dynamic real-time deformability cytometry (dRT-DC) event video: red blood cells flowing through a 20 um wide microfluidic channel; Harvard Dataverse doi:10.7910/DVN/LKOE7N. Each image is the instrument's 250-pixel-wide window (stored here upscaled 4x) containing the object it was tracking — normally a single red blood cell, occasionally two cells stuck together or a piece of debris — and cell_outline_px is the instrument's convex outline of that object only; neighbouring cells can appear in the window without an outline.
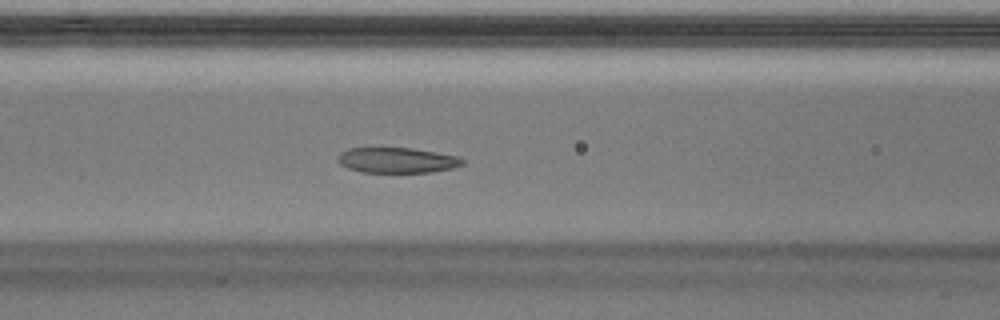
{"species": "Egyptian fruit bat (a non-hibernating species)", "species_latin": "Rousettus aegyptiacus", "temperature_condition": "warm", "stored_images_in_passage": 51, "camera_frame_rate_fps": 3000, "um_per_image_px": 0.085, "animal": {"sex": "male"}, "frame": {"image": 1, "passage_image": 22, "time_ms": 7.0, "image_size_px": [1000, 320], "cell_outline_px": [[464, 164], [452, 168], [432, 172], [360, 172], [348, 168], [340, 164], [336, 160], [336, 156], [340, 152], [348, 148], [412, 148], [436, 152], [456, 156], [464, 160]], "centroid_in_image_um": [33.7, 13.62], "position_along_channel_um": 132.9, "area_um2": 18.5}}
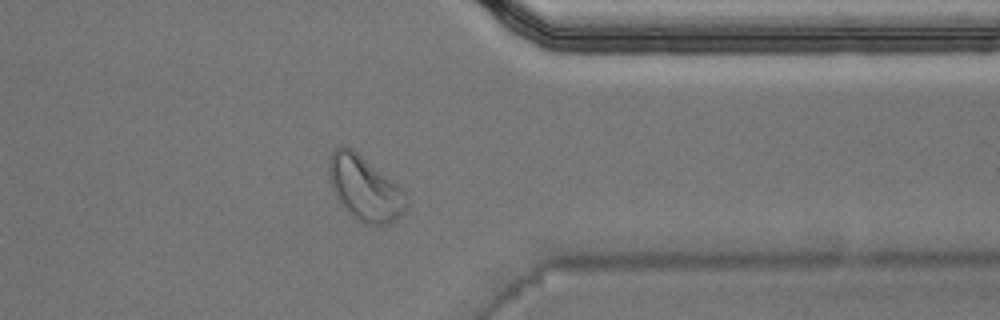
{"frame": {"image": 2, "passage_image": 41, "time_ms": 13.333, "image_size_px": [1000, 320], "cell_outline_px": [[408, 204], [404, 212], [396, 220], [388, 224], [372, 228], [356, 220], [336, 200], [328, 180], [328, 156], [340, 144], [352, 148], [392, 180], [408, 196]], "centroid_in_image_um": [30.97, 16.05], "position_along_channel_um": 380.4, "area_um2": 29.88}}
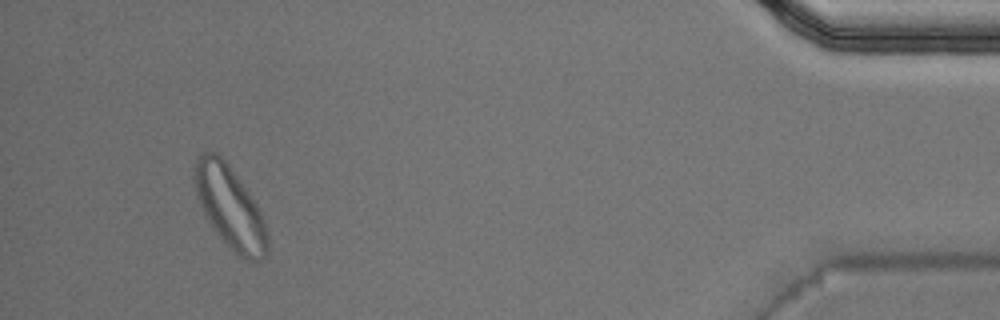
{"frame": {"image": 3, "passage_image": 48, "time_ms": 15.667, "image_size_px": [1000, 320], "cell_outline_px": [[268, 256], [260, 260], [244, 260], [216, 232], [204, 216], [196, 196], [192, 180], [196, 160], [204, 152], [216, 152], [228, 164], [248, 192], [256, 204], [264, 220], [268, 236]], "centroid_in_image_um": [19.53, 17.62], "position_along_channel_um": 415.7, "area_um2": 34.68}, "authors_computed_cell_mechanics": {"area_um2": 20.7502, "velocity_mm_per_s": 4.0225, "shape_relaxation_time_tau1_ms": 3.7912, "shape_relaxation_time_tau2_ms": 1.5823, "deformation_change_tau1": 0.1513, "deformation_change_tau2": 0.0741}}